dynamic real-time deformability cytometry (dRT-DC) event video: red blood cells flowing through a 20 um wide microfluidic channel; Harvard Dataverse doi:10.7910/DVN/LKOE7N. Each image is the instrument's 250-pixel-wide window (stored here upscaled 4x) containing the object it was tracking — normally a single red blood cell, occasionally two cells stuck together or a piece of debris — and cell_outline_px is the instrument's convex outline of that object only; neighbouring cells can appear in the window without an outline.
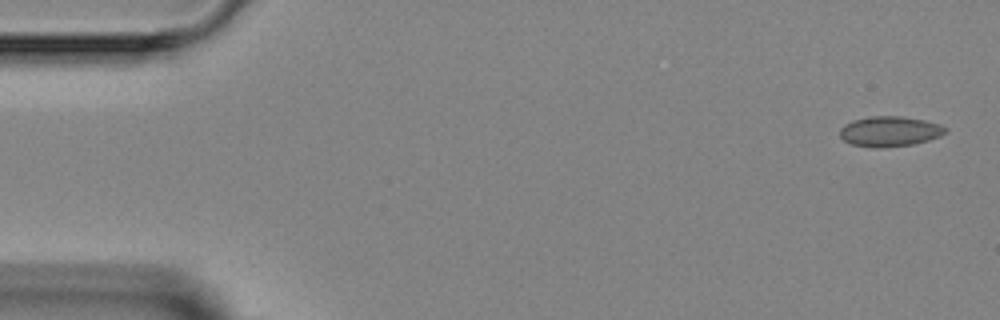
{"species": "Egyptian fruit bat (a non-hibernating species)", "species_latin": "Rousettus aegyptiacus", "temperature_condition": "room temperature", "stored_images_in_passage": 3, "camera_frame_rate_fps": 3000, "um_per_image_px": 0.085, "animal": {"sex": "female"}, "frame": {"image": 1, "passage_image": 1, "time_ms": 0.0, "image_size_px": [1000, 320], "cell_outline_px": [[948, 132], [940, 136], [928, 140], [912, 144], [880, 148], [872, 148], [852, 144], [844, 140], [840, 136], [840, 128], [844, 124], [852, 120], [868, 116], [900, 116], [924, 120], [940, 124], [948, 128]], "centroid_in_image_um": [75.63, 11.16], "position_along_channel_um": 9.4, "area_um2": 18.73}}
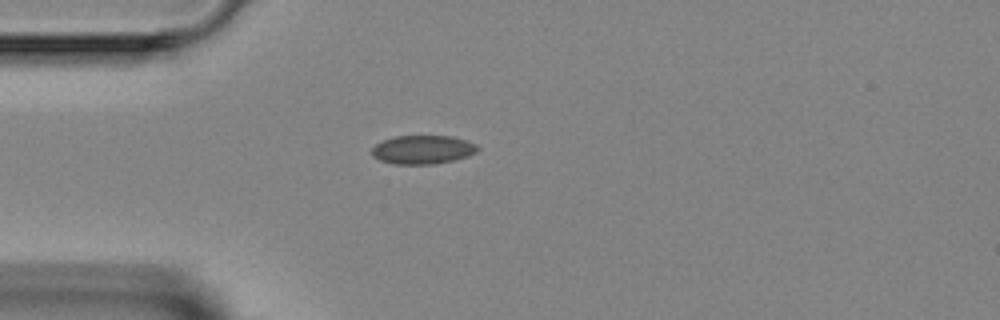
{"frame": {"image": 2, "passage_image": 3, "time_ms": 3.667, "image_size_px": [1000, 320], "cell_outline_px": [[480, 148], [476, 152], [468, 156], [436, 164], [396, 164], [380, 160], [372, 156], [372, 148], [376, 144], [392, 136], [452, 136], [476, 144]], "centroid_in_image_um": [35.93, 12.72], "position_along_channel_um": 49.1, "area_um2": 17.63}}